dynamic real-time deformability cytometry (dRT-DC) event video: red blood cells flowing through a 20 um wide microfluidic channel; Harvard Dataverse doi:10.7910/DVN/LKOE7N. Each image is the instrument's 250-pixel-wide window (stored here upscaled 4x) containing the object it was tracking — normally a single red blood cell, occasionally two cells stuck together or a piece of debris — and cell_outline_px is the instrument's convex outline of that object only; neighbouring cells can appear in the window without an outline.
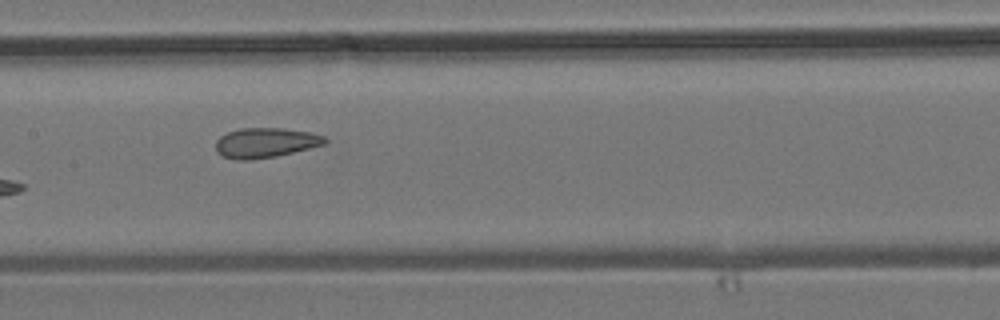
{"species": "common noctule bat (a hibernating species)", "species_latin": "Nyctalus noctula", "temperature_condition": "room temperature", "stored_images_in_passage": 9, "camera_frame_rate_fps": 3000, "um_per_image_px": 0.085, "animal": {"sex": "male", "body_mass_g": 19.2, "forearm_length_mm": 51.8}, "frame": {"image": 1, "passage_image": 6, "time_ms": 6.0, "image_size_px": [1000, 320], "cell_outline_px": [[328, 140], [324, 144], [276, 156], [252, 160], [236, 160], [220, 156], [216, 152], [216, 140], [220, 136], [228, 132], [240, 128], [284, 128], [308, 132], [324, 136]], "centroid_in_image_um": [22.51, 12.14], "position_along_channel_um": 184.9, "area_um2": 19.02}}
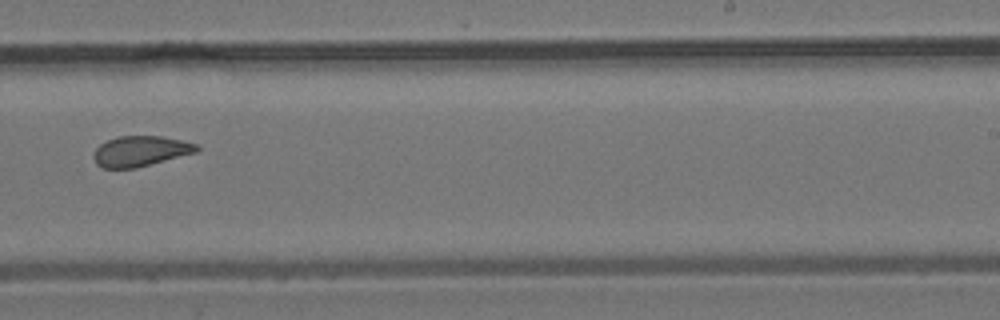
{"frame": {"image": 2, "passage_image": 8, "time_ms": 8.333, "image_size_px": [1000, 320], "cell_outline_px": [[200, 148], [196, 152], [136, 168], [104, 168], [96, 164], [92, 156], [96, 148], [100, 144], [108, 140], [120, 136], [160, 136], [180, 140], [196, 144]], "centroid_in_image_um": [11.9, 12.85], "position_along_channel_um": 277.1, "area_um2": 18.09}}
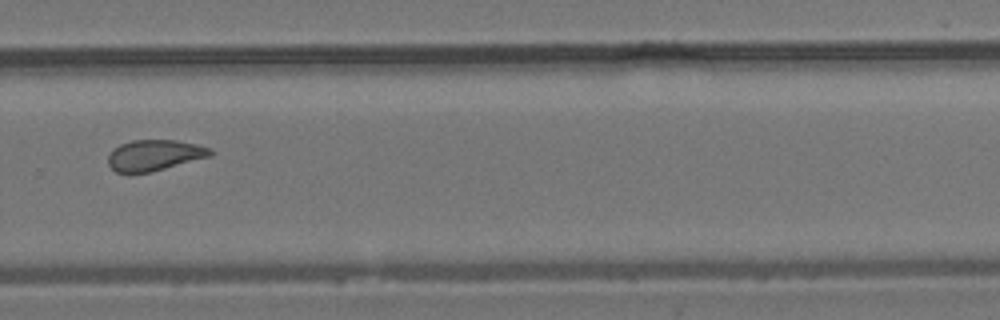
{"frame": {"image": 3, "passage_image": 9, "time_ms": 9.333, "image_size_px": [1000, 320], "cell_outline_px": [[212, 156], [152, 172], [132, 176], [128, 176], [116, 172], [108, 164], [108, 156], [112, 148], [120, 144], [132, 140], [176, 140], [196, 144], [212, 148]], "centroid_in_image_um": [13.08, 13.23], "position_along_channel_um": 316.7, "area_um2": 19.07}}